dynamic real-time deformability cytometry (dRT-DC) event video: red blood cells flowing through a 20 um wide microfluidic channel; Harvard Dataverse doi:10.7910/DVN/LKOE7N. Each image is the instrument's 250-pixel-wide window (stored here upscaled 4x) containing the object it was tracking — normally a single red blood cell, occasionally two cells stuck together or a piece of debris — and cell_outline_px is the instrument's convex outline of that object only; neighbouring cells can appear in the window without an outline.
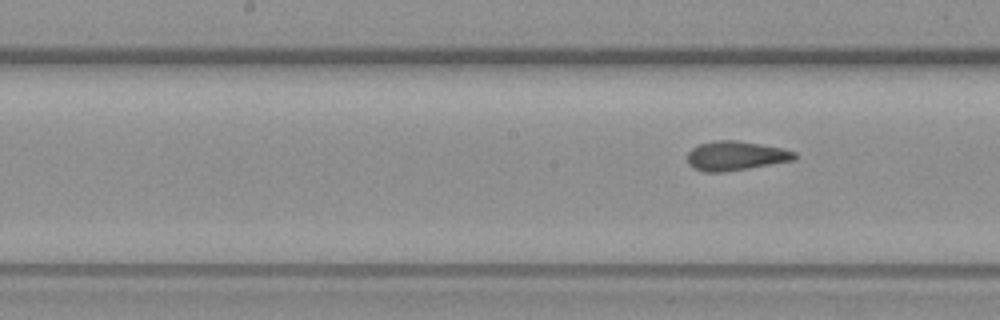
{"species": "common noctule bat (a hibernating species)", "species_latin": "Nyctalus noctula", "temperature_condition": "warm", "stored_images_in_passage": 5, "segment_of_instrument_passage": [2, 2], "camera_frame_rate_fps": 3000, "um_per_image_px": 0.085, "animal": {"sex": "female", "body_mass_g": 19.3, "forearm_length_mm": 54.1}, "frame": {"image": 1, "passage_image": 5, "time_ms": 6.0, "image_size_px": [1000, 320], "cell_outline_px": [[796, 156], [792, 160], [748, 168], [724, 172], [704, 172], [692, 168], [688, 164], [688, 152], [692, 148], [700, 144], [716, 140], [736, 140], [760, 144], [780, 148], [796, 152]], "centroid_in_image_um": [62.47, 13.24], "position_along_channel_um": 185.7, "area_um2": 18.09}}